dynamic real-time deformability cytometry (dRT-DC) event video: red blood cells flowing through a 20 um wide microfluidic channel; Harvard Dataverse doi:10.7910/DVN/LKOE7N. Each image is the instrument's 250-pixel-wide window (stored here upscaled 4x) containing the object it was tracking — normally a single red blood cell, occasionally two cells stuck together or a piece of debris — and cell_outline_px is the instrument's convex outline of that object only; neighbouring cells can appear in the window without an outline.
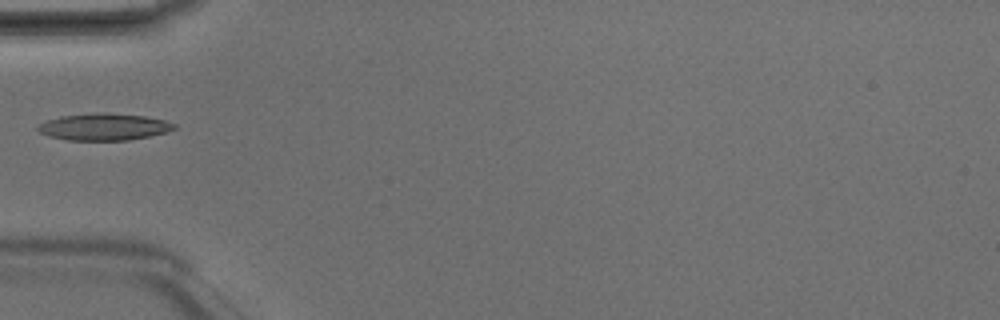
{"species": "Egyptian fruit bat (a non-hibernating species)", "species_latin": "Rousettus aegyptiacus", "temperature_condition": "room temperature", "stored_images_in_passage": 2, "camera_frame_rate_fps": 3000, "um_per_image_px": 0.085, "animal": {"sex": "male"}, "frame": {"image": 1, "passage_image": 2, "time_ms": 0.333, "image_size_px": [1000, 320], "cell_outline_px": [[176, 128], [164, 132], [148, 136], [128, 140], [68, 140], [48, 136], [40, 132], [36, 128], [40, 124], [48, 120], [60, 116], [144, 116], [164, 120], [176, 124]], "centroid_in_image_um": [8.83, 10.84], "position_along_channel_um": 76.2, "area_um2": 19.88}}